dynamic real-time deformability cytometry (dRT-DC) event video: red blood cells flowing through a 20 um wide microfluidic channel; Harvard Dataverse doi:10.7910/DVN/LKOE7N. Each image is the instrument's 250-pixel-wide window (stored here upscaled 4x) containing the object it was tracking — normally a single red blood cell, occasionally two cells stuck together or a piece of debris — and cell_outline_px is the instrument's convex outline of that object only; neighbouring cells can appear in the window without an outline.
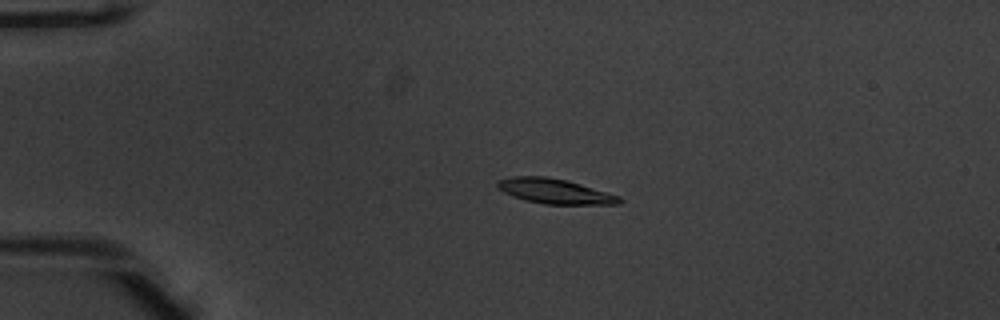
{"species": "common noctule bat (a hibernating species)", "species_latin": "Nyctalus noctula", "temperature_condition": "warm", "stored_images_in_passage": 52, "camera_frame_rate_fps": 3000, "um_per_image_px": 0.085, "animal": {"sex": "male", "body_mass_g": 20.1, "forearm_length_mm": 53.5}, "frame": {"image": 1, "passage_image": 12, "time_ms": 3.667, "image_size_px": [1000, 320], "cell_outline_px": [[624, 200], [620, 204], [544, 204], [524, 200], [512, 196], [496, 188], [496, 180], [512, 176], [548, 176], [568, 180], [620, 196]], "centroid_in_image_um": [47.13, 16.24], "position_along_channel_um": 37.9, "area_um2": 17.98}}
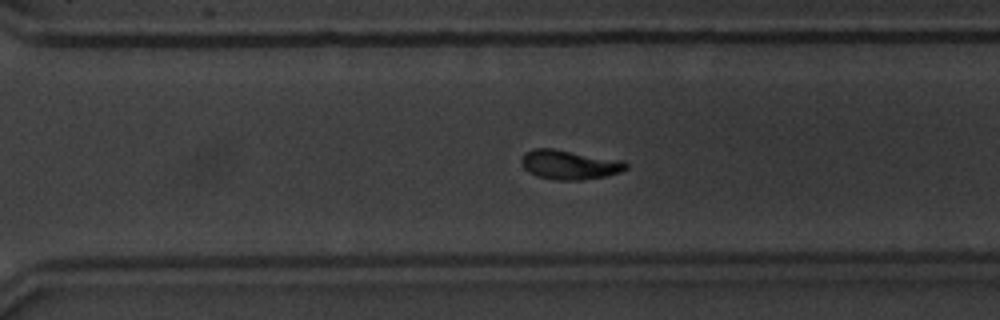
{"frame": {"image": 2, "passage_image": 37, "time_ms": 12.0, "image_size_px": [1000, 320], "cell_outline_px": [[628, 168], [620, 172], [604, 176], [580, 180], [552, 180], [536, 176], [528, 172], [524, 168], [520, 160], [524, 152], [532, 148], [552, 148], [624, 160], [628, 164]], "centroid_in_image_um": [48.38, 13.99], "position_along_channel_um": 322.2, "area_um2": 18.15}}
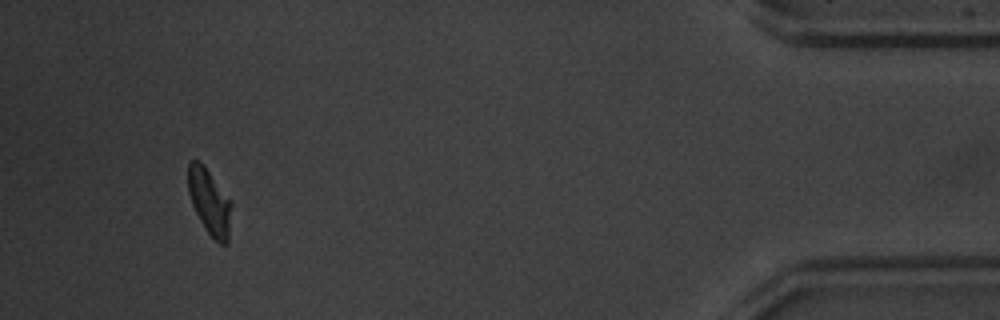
{"frame": {"image": 3, "passage_image": 49, "time_ms": 16.0, "image_size_px": [1000, 320], "cell_outline_px": [[232, 204], [228, 244], [220, 244], [204, 228], [192, 204], [188, 192], [188, 160], [196, 160], [208, 172]], "centroid_in_image_um": [17.8, 17.21], "position_along_channel_um": 417.4, "area_um2": 16.07}, "authors_computed_cell_mechanics": {"area_um2": 17.34, "velocity_mm_per_s": 3.939, "shape_relaxation_time_tau1_ms": 2.1268, "shape_relaxation_time_tau2_ms": 2.3926, "deformation_change_tau1": 0.1493, "deformation_change_tau2": 0.0681}}